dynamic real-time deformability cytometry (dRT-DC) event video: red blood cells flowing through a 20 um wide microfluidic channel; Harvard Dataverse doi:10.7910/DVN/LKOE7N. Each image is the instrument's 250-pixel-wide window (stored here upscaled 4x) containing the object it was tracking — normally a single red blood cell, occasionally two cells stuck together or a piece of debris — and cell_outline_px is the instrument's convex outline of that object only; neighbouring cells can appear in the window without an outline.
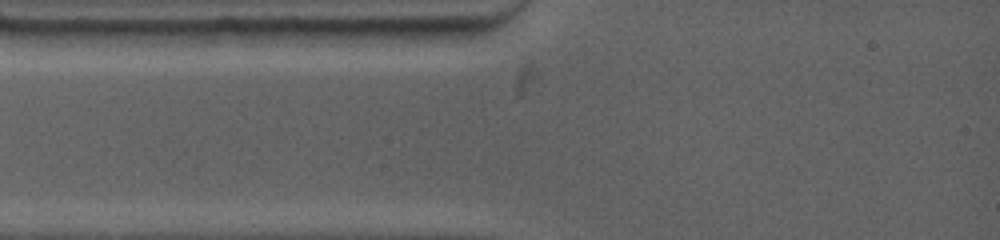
{"species": "common noctule bat (a hibernating species)", "species_latin": "Nyctalus noctula", "temperature_condition": "warm", "stored_images_in_passage": 1, "camera_frame_rate_fps": 4500, "um_per_image_px": 0.085, "animal": {"sex": "female", "body_mass_g": 19.0, "forearm_length_mm": 53.3}, "frame": {"image": 1, "passage_image": 1, "time_ms": 0.0, "image_size_px": [1000, 240], "cell_outline_px": [[468, 28], [464, 36], [456, 44], [428, 48], [340, 48], [328, 44], [328, 28]], "centroid_in_image_um": [33.52, 3.19], "position_along_channel_um": 51.5, "area_um2": 18.73}}